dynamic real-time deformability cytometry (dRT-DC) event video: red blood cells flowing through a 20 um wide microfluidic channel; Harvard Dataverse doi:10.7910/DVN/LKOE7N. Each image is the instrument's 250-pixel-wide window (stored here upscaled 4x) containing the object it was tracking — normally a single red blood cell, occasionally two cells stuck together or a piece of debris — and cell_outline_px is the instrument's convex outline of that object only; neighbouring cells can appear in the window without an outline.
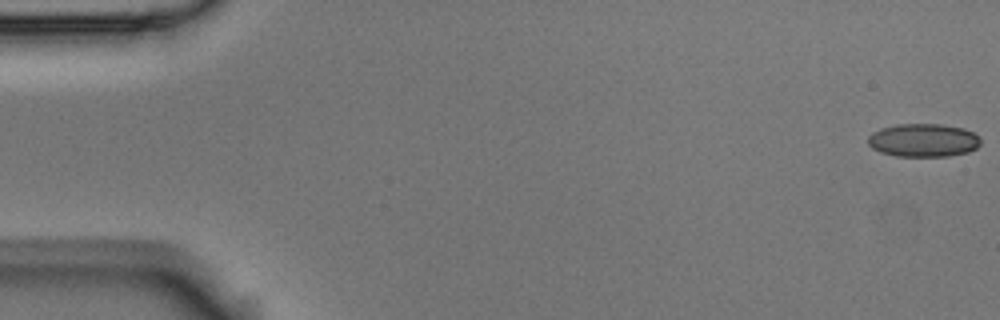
{"species": "Egyptian fruit bat (a non-hibernating species)", "species_latin": "Rousettus aegyptiacus", "temperature_condition": "room temperature", "stored_images_in_passage": 56, "camera_frame_rate_fps": 3000, "um_per_image_px": 0.085, "animal": {"sex": "male"}, "frame": {"image": 1, "passage_image": 1, "time_ms": 0.0, "image_size_px": [1000, 320], "cell_outline_px": [[980, 144], [976, 148], [968, 152], [948, 156], [896, 156], [880, 152], [872, 148], [868, 144], [868, 136], [872, 132], [880, 128], [896, 124], [940, 124], [964, 128], [980, 136]], "centroid_in_image_um": [78.47, 11.92], "position_along_channel_um": 6.5, "area_um2": 21.96}}
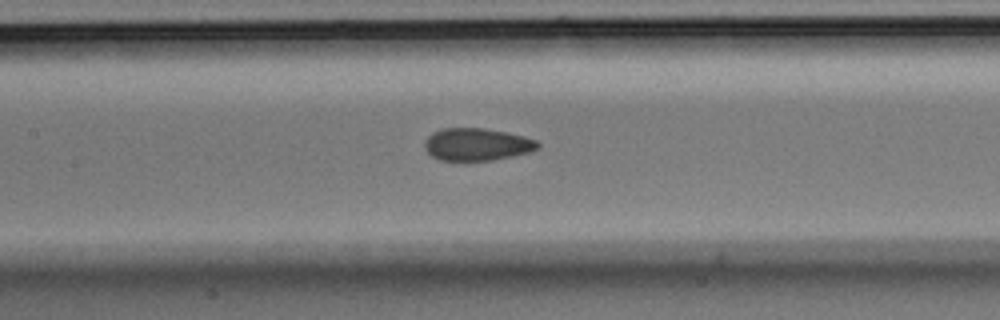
{"frame": {"image": 2, "passage_image": 26, "time_ms": 8.333, "image_size_px": [1000, 320], "cell_outline_px": [[540, 148], [528, 152], [512, 156], [492, 160], [440, 160], [432, 156], [424, 148], [424, 140], [432, 132], [440, 128], [484, 128], [508, 132], [524, 136], [536, 140], [540, 144]], "centroid_in_image_um": [40.52, 12.26], "position_along_channel_um": 166.9, "area_um2": 21.5}}
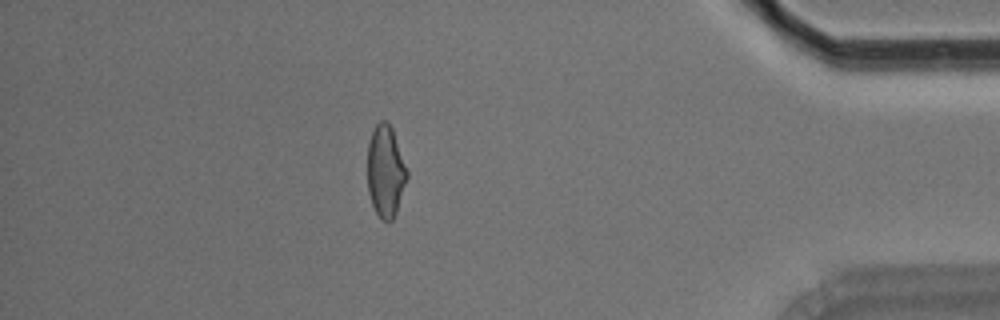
{"frame": {"image": 3, "passage_image": 49, "time_ms": 16.0, "image_size_px": [1000, 320], "cell_outline_px": [[408, 176], [396, 212], [392, 220], [380, 220], [372, 204], [368, 192], [368, 144], [372, 132], [376, 124], [380, 120], [388, 120], [392, 128], [408, 172]], "centroid_in_image_um": [32.77, 14.54], "position_along_channel_um": 402.4, "area_um2": 21.04}, "authors_computed_cell_mechanics": {"area_um2": 22.0796, "velocity_mm_per_s": 3.617, "shape_relaxation_time_tau1_ms": null, "shape_relaxation_time_tau2_ms": 1.5448, "deformation_change_tau1": null, "deformation_change_tau2": 0.0642}}